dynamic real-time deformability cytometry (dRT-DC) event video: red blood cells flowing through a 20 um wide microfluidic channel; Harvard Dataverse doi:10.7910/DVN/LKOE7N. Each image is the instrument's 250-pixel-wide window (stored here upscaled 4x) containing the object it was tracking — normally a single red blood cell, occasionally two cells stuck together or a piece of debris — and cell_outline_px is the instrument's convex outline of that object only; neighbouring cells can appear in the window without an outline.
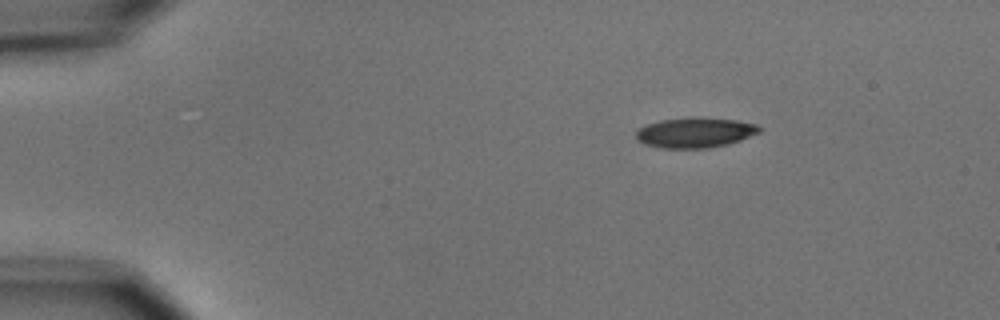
{"species": "common noctule bat (a hibernating species)", "species_latin": "Nyctalus noctula", "temperature_condition": "cold", "stored_images_in_passage": 4, "camera_frame_rate_fps": 3000, "um_per_image_px": 0.085, "animal": {"sex": "male", "body_mass_g": 15.6}, "frame": {"image": 1, "passage_image": 1, "time_ms": 0.0, "image_size_px": [1000, 320], "cell_outline_px": [[764, 128], [760, 132], [740, 140], [728, 144], [708, 148], [660, 148], [644, 144], [636, 136], [636, 132], [640, 128], [648, 124], [660, 120], [688, 116], [700, 116], [736, 120], [756, 124]], "centroid_in_image_um": [59.12, 11.25], "position_along_channel_um": 25.9, "area_um2": 21.96}}
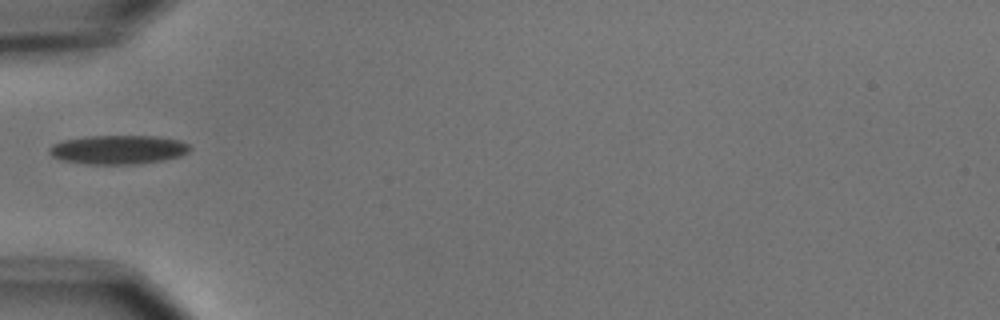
{"frame": {"image": 2, "passage_image": 4, "time_ms": 3.333, "image_size_px": [1000, 320], "cell_outline_px": [[192, 148], [188, 152], [180, 156], [160, 160], [132, 164], [88, 164], [60, 160], [52, 156], [48, 152], [48, 148], [52, 144], [60, 140], [84, 136], [156, 136], [180, 140], [188, 144]], "centroid_in_image_um": [9.99, 12.71], "position_along_channel_um": 75.0, "area_um2": 23.87}}